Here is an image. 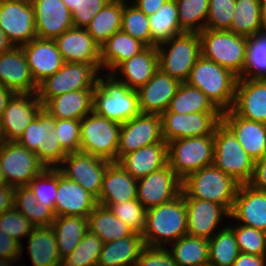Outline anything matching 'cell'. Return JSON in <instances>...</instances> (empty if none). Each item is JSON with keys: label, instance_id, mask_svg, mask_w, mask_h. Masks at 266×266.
<instances>
[{"label": "cell", "instance_id": "35", "mask_svg": "<svg viewBox=\"0 0 266 266\" xmlns=\"http://www.w3.org/2000/svg\"><path fill=\"white\" fill-rule=\"evenodd\" d=\"M88 218V231L97 235L103 243L133 235L135 232L116 217L108 207L97 204Z\"/></svg>", "mask_w": 266, "mask_h": 266}, {"label": "cell", "instance_id": "24", "mask_svg": "<svg viewBox=\"0 0 266 266\" xmlns=\"http://www.w3.org/2000/svg\"><path fill=\"white\" fill-rule=\"evenodd\" d=\"M0 85L14 93H37L38 85L21 47L14 46L0 55Z\"/></svg>", "mask_w": 266, "mask_h": 266}, {"label": "cell", "instance_id": "42", "mask_svg": "<svg viewBox=\"0 0 266 266\" xmlns=\"http://www.w3.org/2000/svg\"><path fill=\"white\" fill-rule=\"evenodd\" d=\"M261 0H236L235 14L228 31L250 37L261 29Z\"/></svg>", "mask_w": 266, "mask_h": 266}, {"label": "cell", "instance_id": "67", "mask_svg": "<svg viewBox=\"0 0 266 266\" xmlns=\"http://www.w3.org/2000/svg\"><path fill=\"white\" fill-rule=\"evenodd\" d=\"M3 185H6V180H5L4 173L0 166V186H3Z\"/></svg>", "mask_w": 266, "mask_h": 266}, {"label": "cell", "instance_id": "10", "mask_svg": "<svg viewBox=\"0 0 266 266\" xmlns=\"http://www.w3.org/2000/svg\"><path fill=\"white\" fill-rule=\"evenodd\" d=\"M100 71L94 64L65 62L56 73L38 85V98L44 106L51 98L61 94L95 89Z\"/></svg>", "mask_w": 266, "mask_h": 266}, {"label": "cell", "instance_id": "7", "mask_svg": "<svg viewBox=\"0 0 266 266\" xmlns=\"http://www.w3.org/2000/svg\"><path fill=\"white\" fill-rule=\"evenodd\" d=\"M201 40V55L236 76L242 73L246 57L247 37L228 30L204 29L198 33Z\"/></svg>", "mask_w": 266, "mask_h": 266}, {"label": "cell", "instance_id": "29", "mask_svg": "<svg viewBox=\"0 0 266 266\" xmlns=\"http://www.w3.org/2000/svg\"><path fill=\"white\" fill-rule=\"evenodd\" d=\"M135 199H137V180L118 162H111L105 171L97 203L112 205Z\"/></svg>", "mask_w": 266, "mask_h": 266}, {"label": "cell", "instance_id": "28", "mask_svg": "<svg viewBox=\"0 0 266 266\" xmlns=\"http://www.w3.org/2000/svg\"><path fill=\"white\" fill-rule=\"evenodd\" d=\"M158 70L159 56L157 48L146 46L137 55L122 62L111 74L117 80L126 84L130 89L137 91L144 86ZM120 74L122 77L118 78Z\"/></svg>", "mask_w": 266, "mask_h": 266}, {"label": "cell", "instance_id": "59", "mask_svg": "<svg viewBox=\"0 0 266 266\" xmlns=\"http://www.w3.org/2000/svg\"><path fill=\"white\" fill-rule=\"evenodd\" d=\"M249 185L260 192L266 193V156L255 161L254 172Z\"/></svg>", "mask_w": 266, "mask_h": 266}, {"label": "cell", "instance_id": "56", "mask_svg": "<svg viewBox=\"0 0 266 266\" xmlns=\"http://www.w3.org/2000/svg\"><path fill=\"white\" fill-rule=\"evenodd\" d=\"M35 153L46 168H57L68 155L55 136L54 129L46 133L44 149H37Z\"/></svg>", "mask_w": 266, "mask_h": 266}, {"label": "cell", "instance_id": "43", "mask_svg": "<svg viewBox=\"0 0 266 266\" xmlns=\"http://www.w3.org/2000/svg\"><path fill=\"white\" fill-rule=\"evenodd\" d=\"M208 241L209 266H233L240 253L233 230L229 226H225Z\"/></svg>", "mask_w": 266, "mask_h": 266}, {"label": "cell", "instance_id": "13", "mask_svg": "<svg viewBox=\"0 0 266 266\" xmlns=\"http://www.w3.org/2000/svg\"><path fill=\"white\" fill-rule=\"evenodd\" d=\"M110 163L108 160L79 151L69 153L57 169L67 179L78 183L98 199L103 177Z\"/></svg>", "mask_w": 266, "mask_h": 266}, {"label": "cell", "instance_id": "60", "mask_svg": "<svg viewBox=\"0 0 266 266\" xmlns=\"http://www.w3.org/2000/svg\"><path fill=\"white\" fill-rule=\"evenodd\" d=\"M233 266H266V256L239 253Z\"/></svg>", "mask_w": 266, "mask_h": 266}, {"label": "cell", "instance_id": "11", "mask_svg": "<svg viewBox=\"0 0 266 266\" xmlns=\"http://www.w3.org/2000/svg\"><path fill=\"white\" fill-rule=\"evenodd\" d=\"M0 166L4 173L6 185L13 188L27 186L30 181L46 167L32 152L18 142L0 143Z\"/></svg>", "mask_w": 266, "mask_h": 266}, {"label": "cell", "instance_id": "45", "mask_svg": "<svg viewBox=\"0 0 266 266\" xmlns=\"http://www.w3.org/2000/svg\"><path fill=\"white\" fill-rule=\"evenodd\" d=\"M179 25L184 32L199 33L205 29L209 0H176Z\"/></svg>", "mask_w": 266, "mask_h": 266}, {"label": "cell", "instance_id": "3", "mask_svg": "<svg viewBox=\"0 0 266 266\" xmlns=\"http://www.w3.org/2000/svg\"><path fill=\"white\" fill-rule=\"evenodd\" d=\"M238 76L202 55L190 71L186 82L201 90L221 111L231 110Z\"/></svg>", "mask_w": 266, "mask_h": 266}, {"label": "cell", "instance_id": "65", "mask_svg": "<svg viewBox=\"0 0 266 266\" xmlns=\"http://www.w3.org/2000/svg\"><path fill=\"white\" fill-rule=\"evenodd\" d=\"M261 29L260 32L266 34V0H261Z\"/></svg>", "mask_w": 266, "mask_h": 266}, {"label": "cell", "instance_id": "32", "mask_svg": "<svg viewBox=\"0 0 266 266\" xmlns=\"http://www.w3.org/2000/svg\"><path fill=\"white\" fill-rule=\"evenodd\" d=\"M142 234L134 233L103 243L97 266H136L144 247Z\"/></svg>", "mask_w": 266, "mask_h": 266}, {"label": "cell", "instance_id": "15", "mask_svg": "<svg viewBox=\"0 0 266 266\" xmlns=\"http://www.w3.org/2000/svg\"><path fill=\"white\" fill-rule=\"evenodd\" d=\"M163 141L161 116L159 114L140 113L121 124L117 161L130 152Z\"/></svg>", "mask_w": 266, "mask_h": 266}, {"label": "cell", "instance_id": "55", "mask_svg": "<svg viewBox=\"0 0 266 266\" xmlns=\"http://www.w3.org/2000/svg\"><path fill=\"white\" fill-rule=\"evenodd\" d=\"M54 130L61 147L68 154L79 152L81 140L80 120L56 119Z\"/></svg>", "mask_w": 266, "mask_h": 266}, {"label": "cell", "instance_id": "44", "mask_svg": "<svg viewBox=\"0 0 266 266\" xmlns=\"http://www.w3.org/2000/svg\"><path fill=\"white\" fill-rule=\"evenodd\" d=\"M238 79H266V34L247 37L245 63Z\"/></svg>", "mask_w": 266, "mask_h": 266}, {"label": "cell", "instance_id": "8", "mask_svg": "<svg viewBox=\"0 0 266 266\" xmlns=\"http://www.w3.org/2000/svg\"><path fill=\"white\" fill-rule=\"evenodd\" d=\"M121 124L101 117L94 112L80 120L79 151L117 162V149Z\"/></svg>", "mask_w": 266, "mask_h": 266}, {"label": "cell", "instance_id": "41", "mask_svg": "<svg viewBox=\"0 0 266 266\" xmlns=\"http://www.w3.org/2000/svg\"><path fill=\"white\" fill-rule=\"evenodd\" d=\"M13 207L35 227L51 226L55 220L54 212L45 204L38 203L28 186L15 188Z\"/></svg>", "mask_w": 266, "mask_h": 266}, {"label": "cell", "instance_id": "34", "mask_svg": "<svg viewBox=\"0 0 266 266\" xmlns=\"http://www.w3.org/2000/svg\"><path fill=\"white\" fill-rule=\"evenodd\" d=\"M27 238V252L33 266H59L61 258L51 226L35 227Z\"/></svg>", "mask_w": 266, "mask_h": 266}, {"label": "cell", "instance_id": "33", "mask_svg": "<svg viewBox=\"0 0 266 266\" xmlns=\"http://www.w3.org/2000/svg\"><path fill=\"white\" fill-rule=\"evenodd\" d=\"M146 47L140 40L118 31L100 47L101 70L111 74L122 62L137 55Z\"/></svg>", "mask_w": 266, "mask_h": 266}, {"label": "cell", "instance_id": "58", "mask_svg": "<svg viewBox=\"0 0 266 266\" xmlns=\"http://www.w3.org/2000/svg\"><path fill=\"white\" fill-rule=\"evenodd\" d=\"M21 254V244L0 231V259L20 261Z\"/></svg>", "mask_w": 266, "mask_h": 266}, {"label": "cell", "instance_id": "39", "mask_svg": "<svg viewBox=\"0 0 266 266\" xmlns=\"http://www.w3.org/2000/svg\"><path fill=\"white\" fill-rule=\"evenodd\" d=\"M150 33L153 47L170 40L173 36L184 33L179 25L176 0H168L149 16Z\"/></svg>", "mask_w": 266, "mask_h": 266}, {"label": "cell", "instance_id": "47", "mask_svg": "<svg viewBox=\"0 0 266 266\" xmlns=\"http://www.w3.org/2000/svg\"><path fill=\"white\" fill-rule=\"evenodd\" d=\"M124 0L121 31L133 38L140 40L146 46L153 47V39L150 33L149 16L144 14L131 2Z\"/></svg>", "mask_w": 266, "mask_h": 266}, {"label": "cell", "instance_id": "57", "mask_svg": "<svg viewBox=\"0 0 266 266\" xmlns=\"http://www.w3.org/2000/svg\"><path fill=\"white\" fill-rule=\"evenodd\" d=\"M136 266H179L167 247L144 246Z\"/></svg>", "mask_w": 266, "mask_h": 266}, {"label": "cell", "instance_id": "49", "mask_svg": "<svg viewBox=\"0 0 266 266\" xmlns=\"http://www.w3.org/2000/svg\"><path fill=\"white\" fill-rule=\"evenodd\" d=\"M38 203L45 204L54 212V204L58 188V169L46 168L35 176L27 185Z\"/></svg>", "mask_w": 266, "mask_h": 266}, {"label": "cell", "instance_id": "40", "mask_svg": "<svg viewBox=\"0 0 266 266\" xmlns=\"http://www.w3.org/2000/svg\"><path fill=\"white\" fill-rule=\"evenodd\" d=\"M168 110L178 114L221 112L201 90L187 82H181Z\"/></svg>", "mask_w": 266, "mask_h": 266}, {"label": "cell", "instance_id": "4", "mask_svg": "<svg viewBox=\"0 0 266 266\" xmlns=\"http://www.w3.org/2000/svg\"><path fill=\"white\" fill-rule=\"evenodd\" d=\"M240 184L214 165L189 174L182 180L184 198L207 200L231 212Z\"/></svg>", "mask_w": 266, "mask_h": 266}, {"label": "cell", "instance_id": "37", "mask_svg": "<svg viewBox=\"0 0 266 266\" xmlns=\"http://www.w3.org/2000/svg\"><path fill=\"white\" fill-rule=\"evenodd\" d=\"M124 0H110L86 27L94 41L101 47L113 34L121 31Z\"/></svg>", "mask_w": 266, "mask_h": 266}, {"label": "cell", "instance_id": "46", "mask_svg": "<svg viewBox=\"0 0 266 266\" xmlns=\"http://www.w3.org/2000/svg\"><path fill=\"white\" fill-rule=\"evenodd\" d=\"M102 246L103 241L88 231L76 248L60 259L59 266H97Z\"/></svg>", "mask_w": 266, "mask_h": 266}, {"label": "cell", "instance_id": "36", "mask_svg": "<svg viewBox=\"0 0 266 266\" xmlns=\"http://www.w3.org/2000/svg\"><path fill=\"white\" fill-rule=\"evenodd\" d=\"M57 239L60 258L70 254L88 232V218L82 216H56L51 225Z\"/></svg>", "mask_w": 266, "mask_h": 266}, {"label": "cell", "instance_id": "38", "mask_svg": "<svg viewBox=\"0 0 266 266\" xmlns=\"http://www.w3.org/2000/svg\"><path fill=\"white\" fill-rule=\"evenodd\" d=\"M168 248L179 266H209V241L207 238L184 235Z\"/></svg>", "mask_w": 266, "mask_h": 266}, {"label": "cell", "instance_id": "6", "mask_svg": "<svg viewBox=\"0 0 266 266\" xmlns=\"http://www.w3.org/2000/svg\"><path fill=\"white\" fill-rule=\"evenodd\" d=\"M159 69L177 79L186 82L190 71L201 56V40L196 32H184L159 44Z\"/></svg>", "mask_w": 266, "mask_h": 266}, {"label": "cell", "instance_id": "27", "mask_svg": "<svg viewBox=\"0 0 266 266\" xmlns=\"http://www.w3.org/2000/svg\"><path fill=\"white\" fill-rule=\"evenodd\" d=\"M221 120L254 161L266 156V124L239 117L232 109L222 112Z\"/></svg>", "mask_w": 266, "mask_h": 266}, {"label": "cell", "instance_id": "30", "mask_svg": "<svg viewBox=\"0 0 266 266\" xmlns=\"http://www.w3.org/2000/svg\"><path fill=\"white\" fill-rule=\"evenodd\" d=\"M168 143L144 146L121 157L117 162L136 180L168 164Z\"/></svg>", "mask_w": 266, "mask_h": 266}, {"label": "cell", "instance_id": "50", "mask_svg": "<svg viewBox=\"0 0 266 266\" xmlns=\"http://www.w3.org/2000/svg\"><path fill=\"white\" fill-rule=\"evenodd\" d=\"M228 225L234 232L241 253L266 256V232L241 224Z\"/></svg>", "mask_w": 266, "mask_h": 266}, {"label": "cell", "instance_id": "14", "mask_svg": "<svg viewBox=\"0 0 266 266\" xmlns=\"http://www.w3.org/2000/svg\"><path fill=\"white\" fill-rule=\"evenodd\" d=\"M0 27L9 41L20 47L37 37L31 0H0Z\"/></svg>", "mask_w": 266, "mask_h": 266}, {"label": "cell", "instance_id": "53", "mask_svg": "<svg viewBox=\"0 0 266 266\" xmlns=\"http://www.w3.org/2000/svg\"><path fill=\"white\" fill-rule=\"evenodd\" d=\"M71 11L73 26L86 28L110 0H62Z\"/></svg>", "mask_w": 266, "mask_h": 266}, {"label": "cell", "instance_id": "12", "mask_svg": "<svg viewBox=\"0 0 266 266\" xmlns=\"http://www.w3.org/2000/svg\"><path fill=\"white\" fill-rule=\"evenodd\" d=\"M160 116L163 139L168 143L179 138L214 135L216 125L222 119V112L178 114L166 110Z\"/></svg>", "mask_w": 266, "mask_h": 266}, {"label": "cell", "instance_id": "51", "mask_svg": "<svg viewBox=\"0 0 266 266\" xmlns=\"http://www.w3.org/2000/svg\"><path fill=\"white\" fill-rule=\"evenodd\" d=\"M102 206L108 207L116 217L126 223L134 232L143 233L146 227L147 209L137 199Z\"/></svg>", "mask_w": 266, "mask_h": 266}, {"label": "cell", "instance_id": "68", "mask_svg": "<svg viewBox=\"0 0 266 266\" xmlns=\"http://www.w3.org/2000/svg\"><path fill=\"white\" fill-rule=\"evenodd\" d=\"M3 141V139H2V136H1V132H0V143Z\"/></svg>", "mask_w": 266, "mask_h": 266}, {"label": "cell", "instance_id": "23", "mask_svg": "<svg viewBox=\"0 0 266 266\" xmlns=\"http://www.w3.org/2000/svg\"><path fill=\"white\" fill-rule=\"evenodd\" d=\"M97 204V199L92 194L78 183L67 179L58 170L55 217L72 215L88 217Z\"/></svg>", "mask_w": 266, "mask_h": 266}, {"label": "cell", "instance_id": "66", "mask_svg": "<svg viewBox=\"0 0 266 266\" xmlns=\"http://www.w3.org/2000/svg\"><path fill=\"white\" fill-rule=\"evenodd\" d=\"M13 262H19L18 260H5V259H0V266H13Z\"/></svg>", "mask_w": 266, "mask_h": 266}, {"label": "cell", "instance_id": "17", "mask_svg": "<svg viewBox=\"0 0 266 266\" xmlns=\"http://www.w3.org/2000/svg\"><path fill=\"white\" fill-rule=\"evenodd\" d=\"M181 192L182 180L168 164L137 180V200L146 209L169 203Z\"/></svg>", "mask_w": 266, "mask_h": 266}, {"label": "cell", "instance_id": "52", "mask_svg": "<svg viewBox=\"0 0 266 266\" xmlns=\"http://www.w3.org/2000/svg\"><path fill=\"white\" fill-rule=\"evenodd\" d=\"M34 228L35 226L14 207L0 215V231L21 244V253L24 252L21 238L28 237Z\"/></svg>", "mask_w": 266, "mask_h": 266}, {"label": "cell", "instance_id": "61", "mask_svg": "<svg viewBox=\"0 0 266 266\" xmlns=\"http://www.w3.org/2000/svg\"><path fill=\"white\" fill-rule=\"evenodd\" d=\"M14 190L10 185L0 186V215L13 208Z\"/></svg>", "mask_w": 266, "mask_h": 266}, {"label": "cell", "instance_id": "21", "mask_svg": "<svg viewBox=\"0 0 266 266\" xmlns=\"http://www.w3.org/2000/svg\"><path fill=\"white\" fill-rule=\"evenodd\" d=\"M54 40L65 62L94 64L101 70L100 46L86 28L73 27Z\"/></svg>", "mask_w": 266, "mask_h": 266}, {"label": "cell", "instance_id": "62", "mask_svg": "<svg viewBox=\"0 0 266 266\" xmlns=\"http://www.w3.org/2000/svg\"><path fill=\"white\" fill-rule=\"evenodd\" d=\"M132 1V0H131ZM168 0H133L131 3L135 5L147 16L157 12V10Z\"/></svg>", "mask_w": 266, "mask_h": 266}, {"label": "cell", "instance_id": "63", "mask_svg": "<svg viewBox=\"0 0 266 266\" xmlns=\"http://www.w3.org/2000/svg\"><path fill=\"white\" fill-rule=\"evenodd\" d=\"M14 94L12 90L0 85V118L7 107L8 101Z\"/></svg>", "mask_w": 266, "mask_h": 266}, {"label": "cell", "instance_id": "25", "mask_svg": "<svg viewBox=\"0 0 266 266\" xmlns=\"http://www.w3.org/2000/svg\"><path fill=\"white\" fill-rule=\"evenodd\" d=\"M230 218L238 221V224L266 232V193L249 184L240 185Z\"/></svg>", "mask_w": 266, "mask_h": 266}, {"label": "cell", "instance_id": "19", "mask_svg": "<svg viewBox=\"0 0 266 266\" xmlns=\"http://www.w3.org/2000/svg\"><path fill=\"white\" fill-rule=\"evenodd\" d=\"M37 38L55 39L73 28L71 11L62 0H31Z\"/></svg>", "mask_w": 266, "mask_h": 266}, {"label": "cell", "instance_id": "20", "mask_svg": "<svg viewBox=\"0 0 266 266\" xmlns=\"http://www.w3.org/2000/svg\"><path fill=\"white\" fill-rule=\"evenodd\" d=\"M20 47L37 85L56 73L65 63L54 39L36 37Z\"/></svg>", "mask_w": 266, "mask_h": 266}, {"label": "cell", "instance_id": "9", "mask_svg": "<svg viewBox=\"0 0 266 266\" xmlns=\"http://www.w3.org/2000/svg\"><path fill=\"white\" fill-rule=\"evenodd\" d=\"M168 165L183 180L189 174L213 165V135L179 138L168 142Z\"/></svg>", "mask_w": 266, "mask_h": 266}, {"label": "cell", "instance_id": "2", "mask_svg": "<svg viewBox=\"0 0 266 266\" xmlns=\"http://www.w3.org/2000/svg\"><path fill=\"white\" fill-rule=\"evenodd\" d=\"M93 112L117 123H125L141 113L138 94L112 74L97 78L93 93Z\"/></svg>", "mask_w": 266, "mask_h": 266}, {"label": "cell", "instance_id": "22", "mask_svg": "<svg viewBox=\"0 0 266 266\" xmlns=\"http://www.w3.org/2000/svg\"><path fill=\"white\" fill-rule=\"evenodd\" d=\"M232 110L239 117L266 124V79H238Z\"/></svg>", "mask_w": 266, "mask_h": 266}, {"label": "cell", "instance_id": "26", "mask_svg": "<svg viewBox=\"0 0 266 266\" xmlns=\"http://www.w3.org/2000/svg\"><path fill=\"white\" fill-rule=\"evenodd\" d=\"M181 82L163 73L160 69L137 90L141 113L159 114L168 110Z\"/></svg>", "mask_w": 266, "mask_h": 266}, {"label": "cell", "instance_id": "31", "mask_svg": "<svg viewBox=\"0 0 266 266\" xmlns=\"http://www.w3.org/2000/svg\"><path fill=\"white\" fill-rule=\"evenodd\" d=\"M95 89L67 92L51 98L44 106L55 119L81 120L93 112Z\"/></svg>", "mask_w": 266, "mask_h": 266}, {"label": "cell", "instance_id": "16", "mask_svg": "<svg viewBox=\"0 0 266 266\" xmlns=\"http://www.w3.org/2000/svg\"><path fill=\"white\" fill-rule=\"evenodd\" d=\"M42 108L37 93H15L0 118L3 141L17 142Z\"/></svg>", "mask_w": 266, "mask_h": 266}, {"label": "cell", "instance_id": "18", "mask_svg": "<svg viewBox=\"0 0 266 266\" xmlns=\"http://www.w3.org/2000/svg\"><path fill=\"white\" fill-rule=\"evenodd\" d=\"M184 199L188 235L210 239L223 222V216L230 219V212L223 205L195 198Z\"/></svg>", "mask_w": 266, "mask_h": 266}, {"label": "cell", "instance_id": "64", "mask_svg": "<svg viewBox=\"0 0 266 266\" xmlns=\"http://www.w3.org/2000/svg\"><path fill=\"white\" fill-rule=\"evenodd\" d=\"M14 45L9 41L3 29L0 27V55L10 51Z\"/></svg>", "mask_w": 266, "mask_h": 266}, {"label": "cell", "instance_id": "48", "mask_svg": "<svg viewBox=\"0 0 266 266\" xmlns=\"http://www.w3.org/2000/svg\"><path fill=\"white\" fill-rule=\"evenodd\" d=\"M55 124L56 119L45 108H42L17 142L32 152L44 149L46 133L53 130Z\"/></svg>", "mask_w": 266, "mask_h": 266}, {"label": "cell", "instance_id": "5", "mask_svg": "<svg viewBox=\"0 0 266 266\" xmlns=\"http://www.w3.org/2000/svg\"><path fill=\"white\" fill-rule=\"evenodd\" d=\"M213 165L240 185L249 184L255 161L238 142L234 132L221 120L214 130Z\"/></svg>", "mask_w": 266, "mask_h": 266}, {"label": "cell", "instance_id": "1", "mask_svg": "<svg viewBox=\"0 0 266 266\" xmlns=\"http://www.w3.org/2000/svg\"><path fill=\"white\" fill-rule=\"evenodd\" d=\"M186 234L187 210L182 195L169 203L147 209L146 227L142 233L144 245L169 247Z\"/></svg>", "mask_w": 266, "mask_h": 266}, {"label": "cell", "instance_id": "54", "mask_svg": "<svg viewBox=\"0 0 266 266\" xmlns=\"http://www.w3.org/2000/svg\"><path fill=\"white\" fill-rule=\"evenodd\" d=\"M236 0H209L205 29L228 30L235 14Z\"/></svg>", "mask_w": 266, "mask_h": 266}]
</instances>
